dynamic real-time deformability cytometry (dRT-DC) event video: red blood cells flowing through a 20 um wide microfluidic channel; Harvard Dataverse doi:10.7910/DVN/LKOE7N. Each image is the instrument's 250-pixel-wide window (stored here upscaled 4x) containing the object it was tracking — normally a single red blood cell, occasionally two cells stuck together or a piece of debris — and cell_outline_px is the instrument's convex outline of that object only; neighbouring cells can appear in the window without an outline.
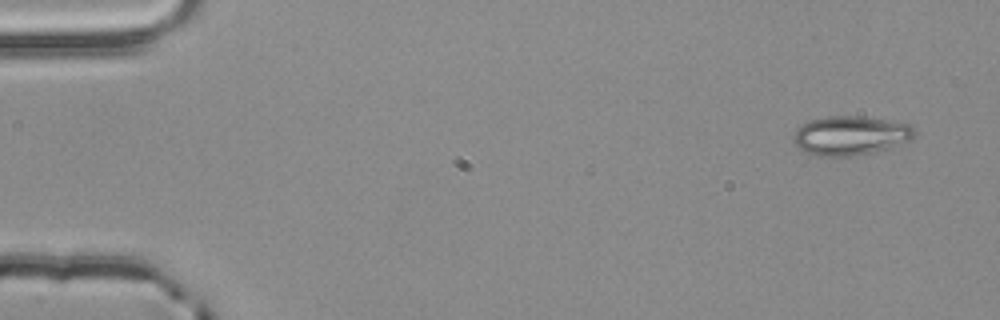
{"species": "common noctule bat (a hibernating species)", "species_latin": "Nyctalus noctula", "temperature_condition": "room temperature", "stored_images_in_passage": 5, "camera_frame_rate_fps": 3000, "um_per_image_px": 0.085, "animal": {"sex": "male", "body_mass_g": 20.4}, "frame": {"image": 1, "passage_image": 1, "time_ms": 0.0, "image_size_px": [1000, 320], "cell_outline_px": [[916, 136], [892, 148], [876, 152], [852, 156], [816, 156], [804, 152], [792, 140], [792, 136], [796, 128], [800, 124], [812, 120], [828, 116], [860, 116], [888, 120], [912, 124], [916, 128]], "centroid_in_image_um": [72.31, 11.52], "position_along_channel_um": 12.7, "area_um2": 28.09}}